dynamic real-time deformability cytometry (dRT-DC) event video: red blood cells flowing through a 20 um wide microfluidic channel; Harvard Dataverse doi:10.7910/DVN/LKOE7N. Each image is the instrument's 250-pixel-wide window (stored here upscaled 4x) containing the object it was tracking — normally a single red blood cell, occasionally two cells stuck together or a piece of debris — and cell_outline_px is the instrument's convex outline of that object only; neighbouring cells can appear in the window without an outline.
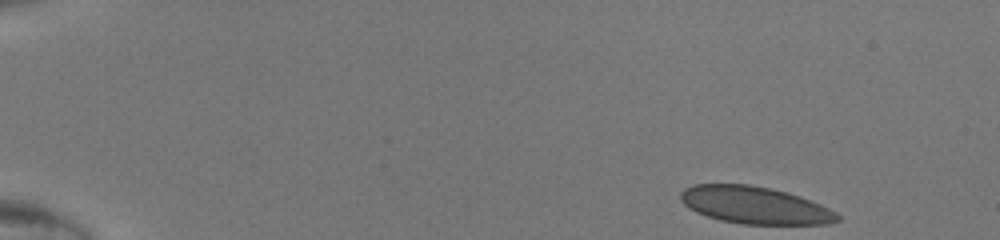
{"species": "human", "species_latin": "Homo sapiens", "temperature_condition": "room temperature", "stored_images_in_passage": 44, "camera_frame_rate_fps": 3000, "um_per_image_px": 0.085, "donor": {"sex": "male"}, "frame": {"image": 1, "passage_image": 1, "time_ms": 0.0, "image_size_px": [1000, 240], "cell_outline_px": [[840, 220], [828, 224], [744, 224], [720, 220], [696, 212], [688, 208], [680, 200], [680, 192], [684, 188], [692, 184], [748, 184], [788, 192], [800, 196], [820, 204], [836, 212], [840, 216]], "centroid_in_image_um": [64.14, 17.44], "position_along_channel_um": 20.9, "area_um2": 34.1}}
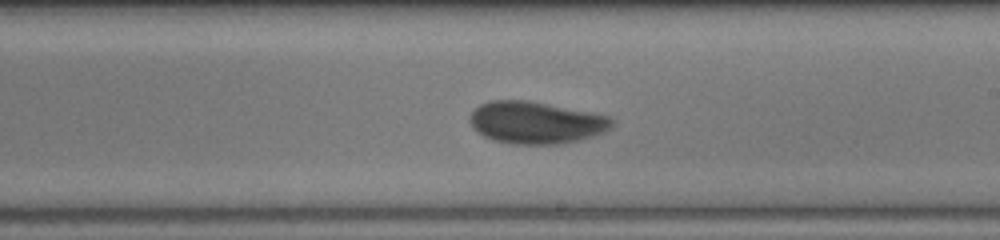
{"frame": {"image": 2, "passage_image": 26, "time_ms": 8.333, "image_size_px": [1000, 240], "cell_outline_px": [[616, 124], [604, 132], [592, 136], [560, 144], [512, 144], [492, 140], [476, 132], [472, 128], [468, 120], [472, 112], [480, 104], [488, 100], [528, 100], [608, 116]], "centroid_in_image_um": [45.5, 10.42], "position_along_channel_um": 243.5, "area_um2": 34.85}}
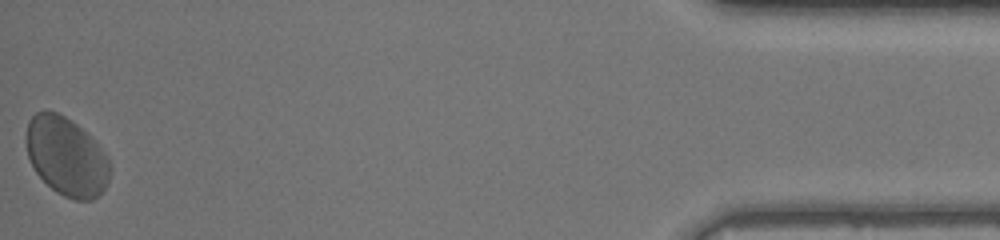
{"frame": {"image": 3, "passage_image": 44, "time_ms": 14.333, "image_size_px": [1000, 240], "cell_outline_px": [[112, 164], [108, 184], [92, 200], [76, 200], [64, 196], [56, 192], [36, 172], [28, 156], [24, 136], [28, 120], [36, 112], [56, 112], [72, 120], [88, 132], [92, 136], [108, 156]], "centroid_in_image_um": [5.67, 13.28], "position_along_channel_um": 429.5, "area_um2": 38.78}}